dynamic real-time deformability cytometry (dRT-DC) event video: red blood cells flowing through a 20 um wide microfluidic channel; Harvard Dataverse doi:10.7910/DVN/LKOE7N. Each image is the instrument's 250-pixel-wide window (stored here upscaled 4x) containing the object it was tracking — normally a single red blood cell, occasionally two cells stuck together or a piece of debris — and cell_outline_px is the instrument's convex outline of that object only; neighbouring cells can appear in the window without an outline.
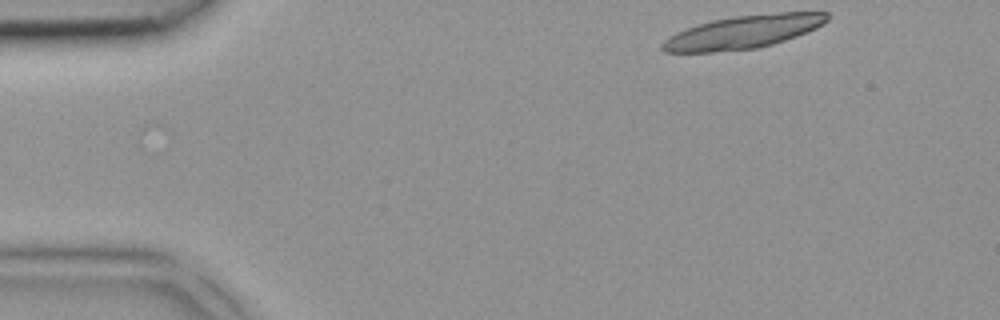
{"species": "common noctule bat (a hibernating species)", "species_latin": "Nyctalus noctula", "temperature_condition": "room temperature", "stored_images_in_passage": 3, "camera_frame_rate_fps": 3000, "um_per_image_px": 0.085, "animal": {"sex": "female", "body_mass_g": 18.4}, "frame": {"image": 1, "passage_image": 1, "time_ms": 0.0, "image_size_px": [1000, 320], "cell_outline_px": [[828, 20], [816, 28], [796, 36], [772, 44], [756, 48], [712, 52], [664, 52], [660, 48], [660, 44], [664, 40], [676, 32], [712, 20], [736, 16], [780, 12], [828, 12]], "centroid_in_image_um": [63.16, 2.72], "position_along_channel_um": 21.8, "area_um2": 31.5}}